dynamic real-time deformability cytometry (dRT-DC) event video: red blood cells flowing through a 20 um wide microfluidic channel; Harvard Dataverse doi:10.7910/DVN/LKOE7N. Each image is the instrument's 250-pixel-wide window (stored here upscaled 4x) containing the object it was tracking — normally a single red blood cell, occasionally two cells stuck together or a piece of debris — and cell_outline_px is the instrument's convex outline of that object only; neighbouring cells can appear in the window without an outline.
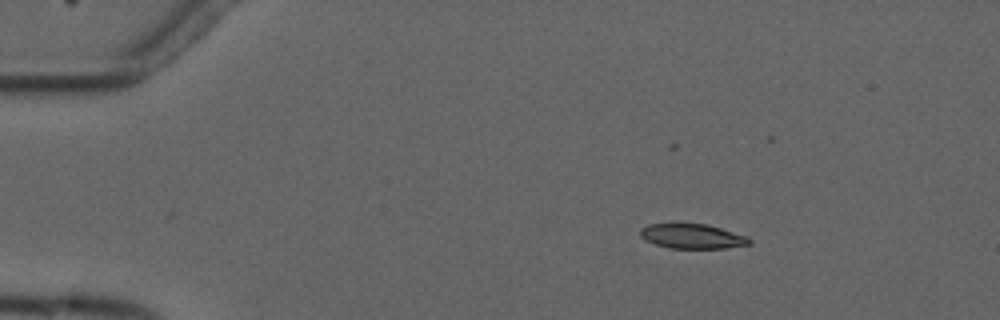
{"species": "common noctule bat (a hibernating species)", "species_latin": "Nyctalus noctula", "temperature_condition": "cold", "stored_images_in_passage": 3, "camera_frame_rate_fps": 3000, "um_per_image_px": 0.085, "animal": {"sex": "male", "forearm_length_mm": 52.5}, "frame": {"image": 1, "passage_image": 1, "time_ms": 0.0, "image_size_px": [1000, 320], "cell_outline_px": [[752, 244], [724, 248], [668, 248], [644, 240], [640, 236], [640, 228], [648, 224], [672, 220], [680, 220], [708, 224], [748, 236], [752, 240]], "centroid_in_image_um": [58.79, 20.01], "position_along_channel_um": 26.2, "area_um2": 16.76}}